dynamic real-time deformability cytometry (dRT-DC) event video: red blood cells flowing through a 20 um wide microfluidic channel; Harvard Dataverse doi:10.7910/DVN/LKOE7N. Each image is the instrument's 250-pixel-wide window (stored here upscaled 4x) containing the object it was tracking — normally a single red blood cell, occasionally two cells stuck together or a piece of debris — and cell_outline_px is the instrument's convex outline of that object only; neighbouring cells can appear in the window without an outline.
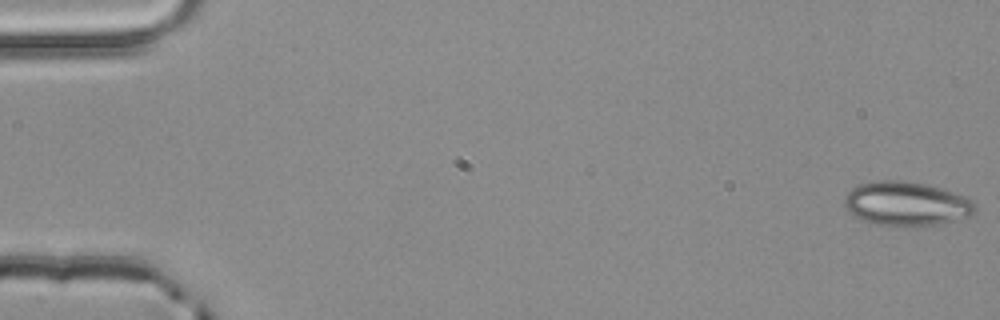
{"species": "common noctule bat (a hibernating species)", "species_latin": "Nyctalus noctula", "temperature_condition": "room temperature", "stored_images_in_passage": 4, "camera_frame_rate_fps": 3000, "um_per_image_px": 0.085, "animal": {"sex": "male", "body_mass_g": 20.4}, "frame": {"image": 1, "passage_image": 1, "time_ms": 0.0, "image_size_px": [1000, 320], "cell_outline_px": [[976, 212], [968, 216], [940, 224], [900, 228], [892, 228], [876, 224], [852, 216], [844, 204], [844, 196], [856, 184], [880, 180], [908, 180], [928, 184], [944, 188], [964, 196], [976, 208]], "centroid_in_image_um": [76.99, 17.32], "position_along_channel_um": 8.0, "area_um2": 34.28}}